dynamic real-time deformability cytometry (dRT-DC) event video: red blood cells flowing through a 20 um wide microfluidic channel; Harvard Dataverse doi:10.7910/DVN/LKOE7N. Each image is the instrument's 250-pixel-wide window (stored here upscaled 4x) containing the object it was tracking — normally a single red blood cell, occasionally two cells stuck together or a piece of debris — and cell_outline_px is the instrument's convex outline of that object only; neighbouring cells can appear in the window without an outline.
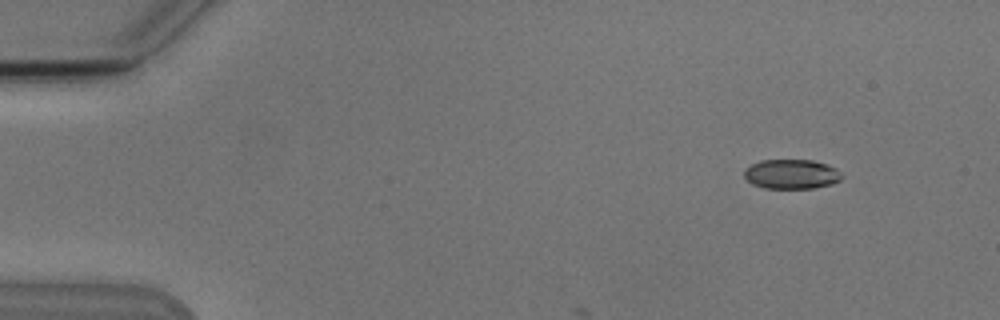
{"species": "Egyptian fruit bat (a non-hibernating species)", "species_latin": "Rousettus aegyptiacus", "temperature_condition": "cold", "stored_images_in_passage": 7, "camera_frame_rate_fps": 3000, "um_per_image_px": 0.085, "animal": {"sex": "male"}, "frame": {"image": 1, "passage_image": 1, "time_ms": 0.0, "image_size_px": [1000, 320], "cell_outline_px": [[844, 176], [840, 180], [832, 184], [812, 188], [764, 188], [752, 184], [744, 176], [744, 168], [760, 160], [812, 160], [828, 164], [836, 168]], "centroid_in_image_um": [67.28, 14.79], "position_along_channel_um": 17.7, "area_um2": 16.94}}
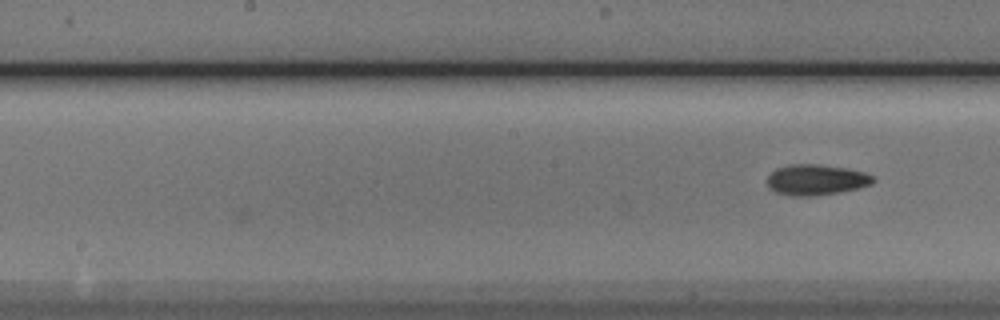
{"frame": {"image": 2, "passage_image": 7, "time_ms": 7.0, "image_size_px": [1000, 320], "cell_outline_px": [[876, 180], [872, 184], [856, 188], [836, 192], [812, 196], [792, 196], [776, 192], [768, 188], [768, 176], [776, 168], [788, 164], [820, 164], [844, 168], [864, 172], [876, 176]], "centroid_in_image_um": [69.37, 15.27], "position_along_channel_um": 178.8, "area_um2": 18.9}}